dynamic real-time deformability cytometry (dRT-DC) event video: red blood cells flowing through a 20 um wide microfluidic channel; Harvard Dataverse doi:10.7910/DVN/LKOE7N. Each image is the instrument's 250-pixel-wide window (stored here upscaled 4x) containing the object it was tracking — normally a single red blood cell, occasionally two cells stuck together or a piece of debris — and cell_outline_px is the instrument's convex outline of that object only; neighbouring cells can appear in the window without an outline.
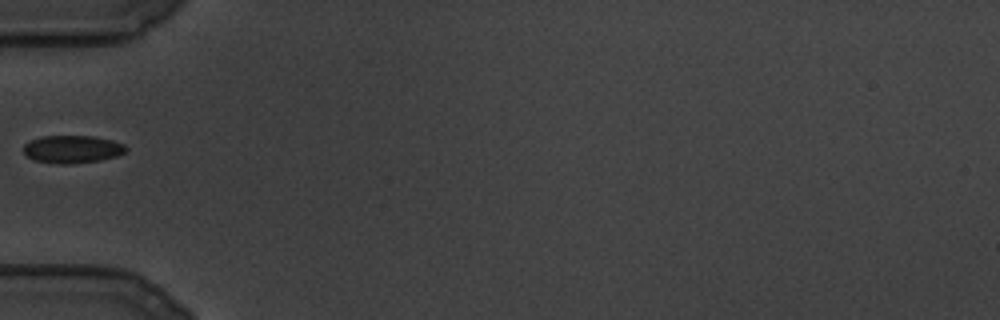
{"species": "common noctule bat (a hibernating species)", "species_latin": "Nyctalus noctula", "temperature_condition": "cold", "stored_images_in_passage": 77, "camera_frame_rate_fps": 3000, "um_per_image_px": 0.085, "animal": {"sex": "male", "body_mass_g": 19.5, "forearm_length_mm": 54.6}, "frame": {"image": 1, "passage_image": 1, "time_ms": 0.0, "image_size_px": [1000, 320], "cell_outline_px": [[128, 148], [124, 152], [116, 156], [100, 160], [72, 164], [56, 164], [36, 160], [28, 156], [24, 152], [24, 144], [28, 140], [40, 136], [92, 136], [112, 140], [124, 144]], "centroid_in_image_um": [6.13, 12.67], "position_along_channel_um": 78.9, "area_um2": 16.59}}
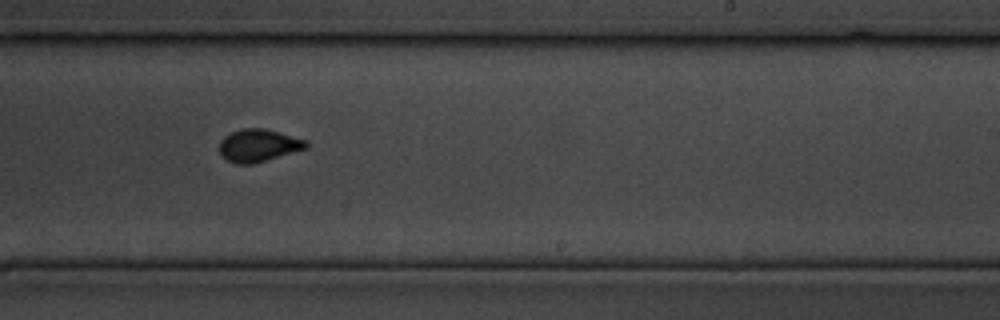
{"frame": {"image": 2, "passage_image": 33, "time_ms": 10.667, "image_size_px": [1000, 320], "cell_outline_px": [[308, 148], [252, 164], [236, 164], [220, 156], [220, 140], [224, 136], [232, 132], [244, 128], [264, 128], [308, 140]], "centroid_in_image_um": [21.97, 12.36], "position_along_channel_um": 267.0, "area_um2": 16.47}}
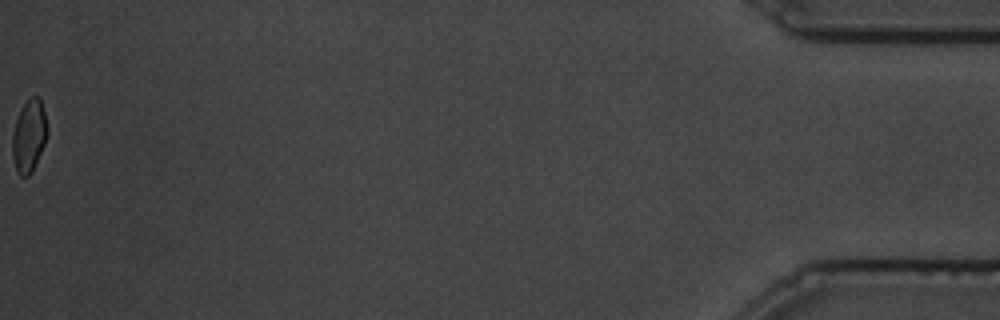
{"frame": {"image": 3, "passage_image": 77, "time_ms": 25.333, "image_size_px": [1000, 320], "cell_outline_px": [[48, 132], [44, 144], [32, 172], [28, 176], [20, 176], [16, 172], [12, 156], [12, 132], [20, 108], [28, 96], [40, 96], [48, 128]], "centroid_in_image_um": [2.45, 11.52], "position_along_channel_um": 432.7, "area_um2": 15.03}}